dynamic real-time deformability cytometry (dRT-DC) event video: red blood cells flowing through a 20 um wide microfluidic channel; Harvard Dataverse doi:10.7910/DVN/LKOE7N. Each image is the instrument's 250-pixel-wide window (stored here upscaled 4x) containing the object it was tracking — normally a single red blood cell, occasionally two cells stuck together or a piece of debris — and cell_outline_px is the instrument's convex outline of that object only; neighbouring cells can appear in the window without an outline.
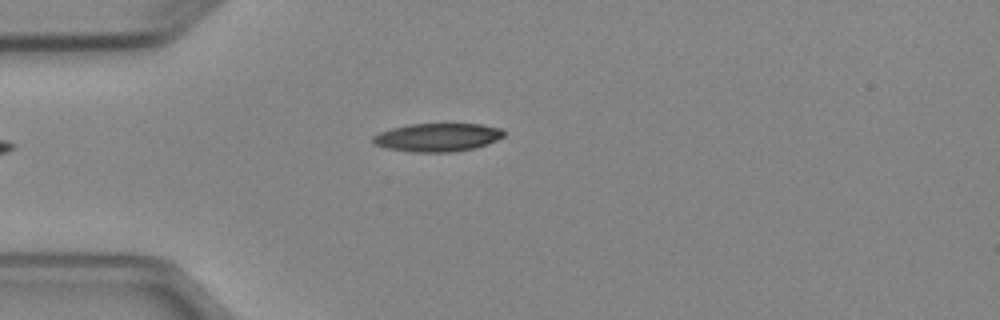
{"species": "Egyptian fruit bat (a non-hibernating species)", "species_latin": "Rousettus aegyptiacus", "temperature_condition": "cold", "stored_images_in_passage": 3, "camera_frame_rate_fps": 3000, "um_per_image_px": 0.085, "animal": {"sex": "female"}, "frame": {"image": 1, "passage_image": 3, "time_ms": 3.333, "image_size_px": [1000, 320], "cell_outline_px": [[504, 136], [488, 144], [476, 148], [452, 152], [412, 152], [384, 148], [372, 144], [372, 136], [380, 132], [392, 128], [408, 124], [480, 124], [500, 128], [504, 132]], "centroid_in_image_um": [37.15, 11.68], "position_along_channel_um": 47.8, "area_um2": 21.73}}